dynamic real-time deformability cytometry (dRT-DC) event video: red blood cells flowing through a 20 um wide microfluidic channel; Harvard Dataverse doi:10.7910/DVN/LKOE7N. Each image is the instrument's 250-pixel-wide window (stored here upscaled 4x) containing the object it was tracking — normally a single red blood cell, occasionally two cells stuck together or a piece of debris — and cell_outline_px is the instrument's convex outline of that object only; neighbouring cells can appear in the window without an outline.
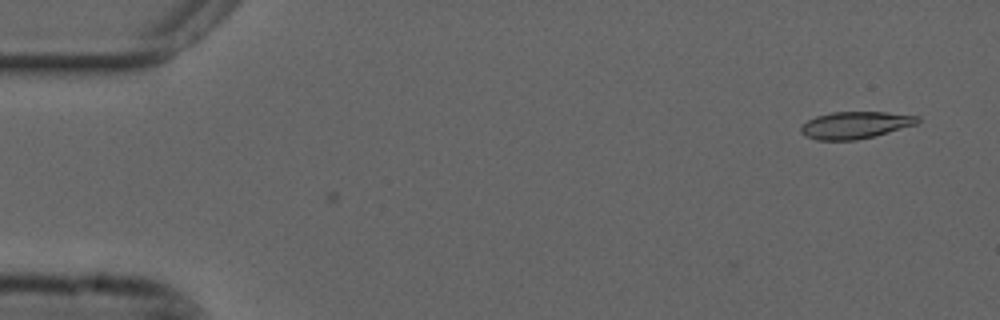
{"species": "common noctule bat (a hibernating species)", "species_latin": "Nyctalus noctula", "temperature_condition": "cold", "stored_images_in_passage": 2, "camera_frame_rate_fps": 3000, "um_per_image_px": 0.085, "animal": {"sex": "male", "forearm_length_mm": 52.5}, "frame": {"image": 1, "passage_image": 2, "time_ms": 0.333, "image_size_px": [1000, 320], "cell_outline_px": [[920, 120], [916, 124], [872, 136], [856, 140], [816, 140], [800, 132], [800, 128], [808, 120], [816, 116], [832, 112], [884, 112], [920, 116]], "centroid_in_image_um": [72.68, 10.62], "position_along_channel_um": 12.3, "area_um2": 18.09}}